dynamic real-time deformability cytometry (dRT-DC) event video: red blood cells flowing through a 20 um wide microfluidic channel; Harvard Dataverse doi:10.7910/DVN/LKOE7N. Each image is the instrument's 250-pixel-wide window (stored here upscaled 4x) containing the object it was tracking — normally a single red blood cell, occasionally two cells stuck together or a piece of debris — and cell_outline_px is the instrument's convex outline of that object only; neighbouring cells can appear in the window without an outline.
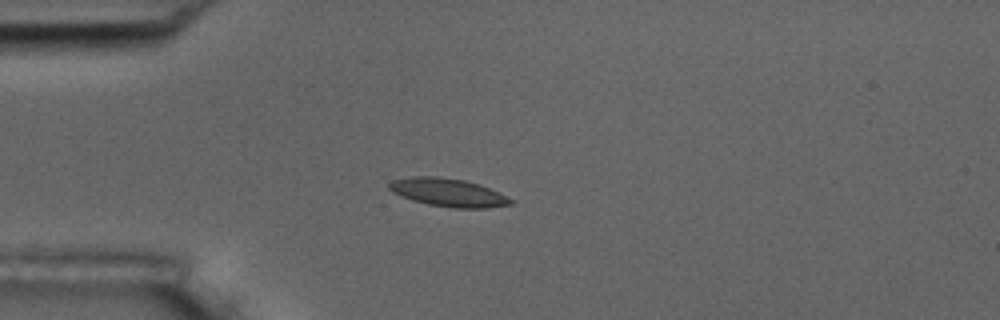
{"species": "common noctule bat (a hibernating species)", "species_latin": "Nyctalus noctula", "temperature_condition": "room temperature", "stored_images_in_passage": 1, "camera_frame_rate_fps": 3000, "um_per_image_px": 0.085, "animal": {"sex": "male", "body_mass_g": 17.5, "forearm_length_mm": 52.3}, "frame": {"image": 1, "passage_image": 1, "time_ms": 0.0, "image_size_px": [1000, 320], "cell_outline_px": [[516, 200], [512, 204], [488, 208], [452, 208], [428, 204], [412, 200], [400, 196], [392, 192], [388, 188], [388, 184], [392, 180], [412, 176], [436, 176], [464, 180], [480, 184]], "centroid_in_image_um": [38.1, 16.36], "position_along_channel_um": 46.9, "area_um2": 20.11}}